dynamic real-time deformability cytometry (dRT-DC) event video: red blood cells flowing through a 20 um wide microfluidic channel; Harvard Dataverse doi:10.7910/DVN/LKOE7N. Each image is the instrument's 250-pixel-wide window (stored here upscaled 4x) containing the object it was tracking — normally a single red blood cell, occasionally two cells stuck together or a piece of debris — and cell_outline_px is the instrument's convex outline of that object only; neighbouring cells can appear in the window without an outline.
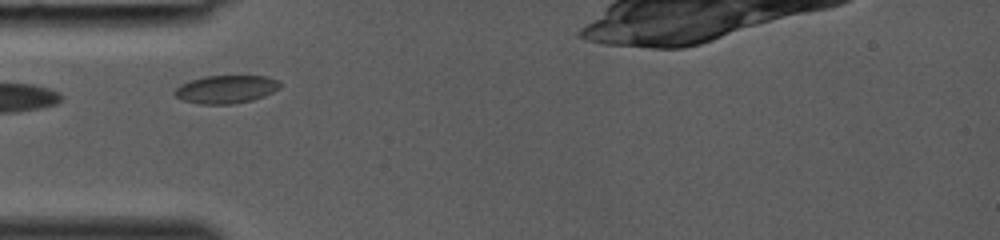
{"species": "common noctule bat (a hibernating species)", "species_latin": "Nyctalus noctula", "temperature_condition": "room temperature", "stored_images_in_passage": 16, "camera_frame_rate_fps": 3000, "um_per_image_px": 0.085, "animal": {"sex": "female", "body_mass_g": 19.0, "forearm_length_mm": 53.3}, "frame": {"image": 1, "passage_image": 1, "time_ms": 0.0, "image_size_px": [1000, 240], "cell_outline_px": [[280, 88], [264, 96], [252, 100], [232, 104], [200, 104], [184, 100], [176, 96], [172, 92], [180, 84], [204, 76], [268, 76], [276, 80], [280, 84]], "centroid_in_image_um": [19.2, 7.59], "position_along_channel_um": 65.8, "area_um2": 17.11}}
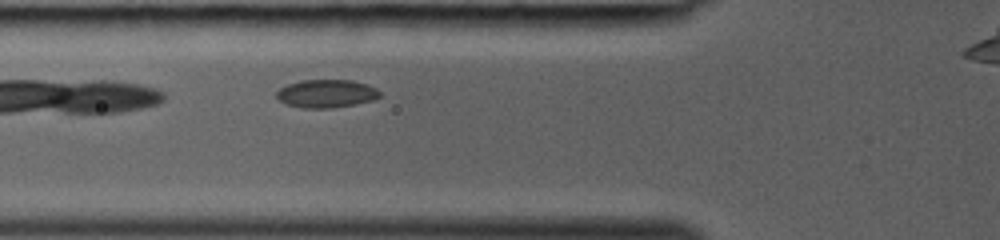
{"frame": {"image": 2, "passage_image": 3, "time_ms": 0.667, "image_size_px": [1000, 240], "cell_outline_px": [[380, 96], [372, 100], [356, 104], [328, 108], [304, 108], [284, 104], [276, 96], [276, 92], [280, 88], [288, 84], [300, 80], [352, 80], [376, 88], [380, 92]], "centroid_in_image_um": [27.71, 7.95], "position_along_channel_um": 98.1, "area_um2": 16.82}}